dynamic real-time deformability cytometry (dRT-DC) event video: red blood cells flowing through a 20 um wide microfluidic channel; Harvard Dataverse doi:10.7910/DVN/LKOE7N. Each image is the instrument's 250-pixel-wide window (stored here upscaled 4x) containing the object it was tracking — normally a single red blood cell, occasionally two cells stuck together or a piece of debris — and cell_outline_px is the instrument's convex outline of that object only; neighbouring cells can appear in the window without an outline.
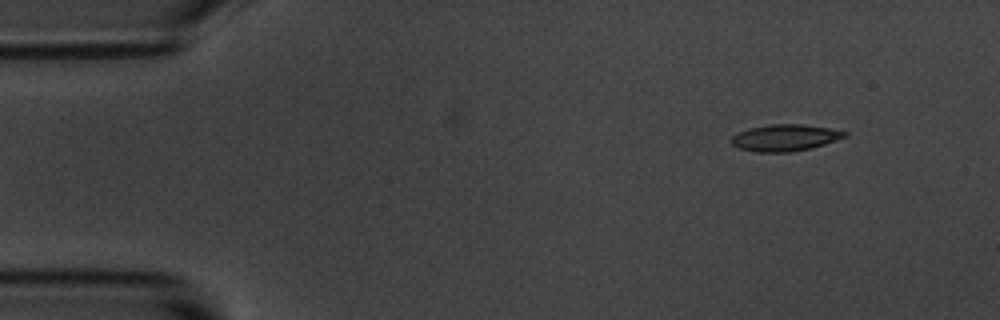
{"species": "common noctule bat (a hibernating species)", "species_latin": "Nyctalus noctula", "temperature_condition": "room temperature", "stored_images_in_passage": 8, "camera_frame_rate_fps": 3000, "um_per_image_px": 0.085, "animal": {"sex": "male", "body_mass_g": 20.1, "forearm_length_mm": 53.5}, "frame": {"image": 1, "passage_image": 1, "time_ms": 0.0, "image_size_px": [1000, 320], "cell_outline_px": [[848, 136], [812, 148], [788, 152], [756, 152], [740, 148], [732, 144], [728, 140], [732, 136], [748, 128], [772, 124], [800, 124], [832, 128], [848, 132]], "centroid_in_image_um": [66.73, 11.7], "position_along_channel_um": 18.3, "area_um2": 17.63}}
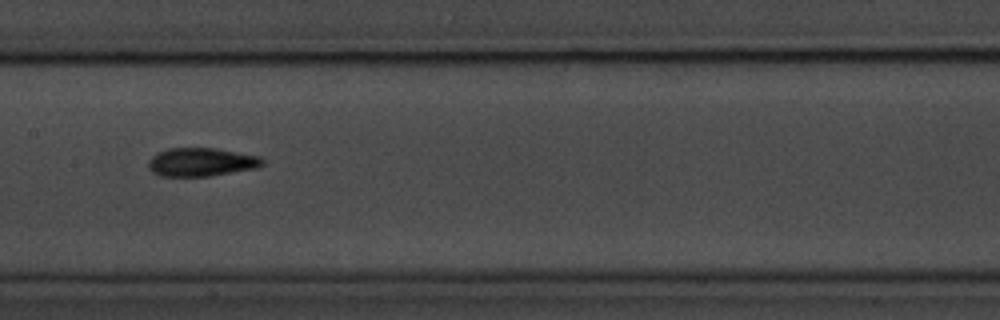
{"frame": {"image": 2, "passage_image": 7, "time_ms": 7.0, "image_size_px": [1000, 320], "cell_outline_px": [[264, 164], [256, 168], [208, 176], [160, 176], [152, 172], [148, 168], [148, 160], [152, 156], [168, 148], [216, 148], [260, 156], [264, 160]], "centroid_in_image_um": [17.1, 13.77], "position_along_channel_um": 190.3, "area_um2": 18.9}}
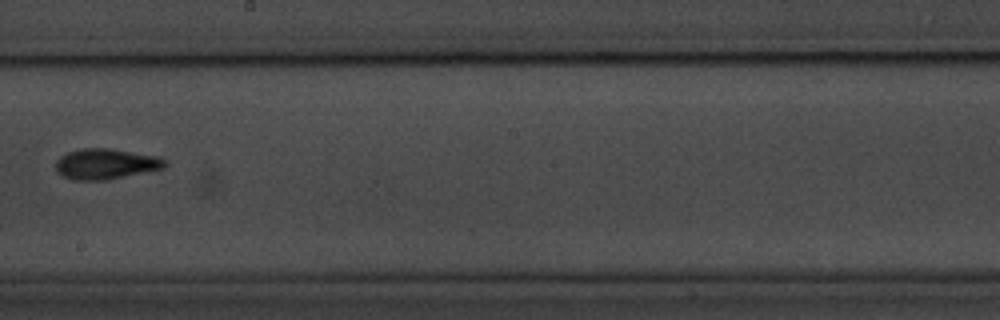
{"frame": {"image": 3, "passage_image": 8, "time_ms": 8.333, "image_size_px": [1000, 320], "cell_outline_px": [[168, 164], [164, 168], [108, 180], [72, 180], [56, 172], [56, 160], [60, 156], [68, 152], [80, 148], [112, 148], [156, 156], [168, 160]], "centroid_in_image_um": [9.0, 13.93], "position_along_channel_um": 239.2, "area_um2": 19.65}}